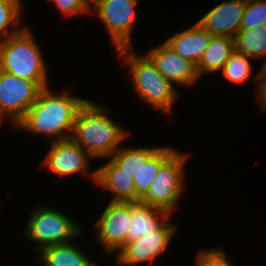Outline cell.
I'll use <instances>...</instances> for the list:
<instances>
[{"instance_id":"1","label":"cell","mask_w":266,"mask_h":266,"mask_svg":"<svg viewBox=\"0 0 266 266\" xmlns=\"http://www.w3.org/2000/svg\"><path fill=\"white\" fill-rule=\"evenodd\" d=\"M86 101L66 93L56 95L48 87L43 88L16 127L29 130L32 134L57 135L55 141L70 139L76 115ZM65 130L68 132L65 133Z\"/></svg>"},{"instance_id":"2","label":"cell","mask_w":266,"mask_h":266,"mask_svg":"<svg viewBox=\"0 0 266 266\" xmlns=\"http://www.w3.org/2000/svg\"><path fill=\"white\" fill-rule=\"evenodd\" d=\"M106 112L105 107L87 100L76 115L71 139L90 157L113 155L129 135Z\"/></svg>"},{"instance_id":"3","label":"cell","mask_w":266,"mask_h":266,"mask_svg":"<svg viewBox=\"0 0 266 266\" xmlns=\"http://www.w3.org/2000/svg\"><path fill=\"white\" fill-rule=\"evenodd\" d=\"M116 51L119 57L124 58L125 63L130 65V75L139 97L164 113L170 112L178 98L173 84L157 70L146 55L138 56L131 51V47Z\"/></svg>"},{"instance_id":"4","label":"cell","mask_w":266,"mask_h":266,"mask_svg":"<svg viewBox=\"0 0 266 266\" xmlns=\"http://www.w3.org/2000/svg\"><path fill=\"white\" fill-rule=\"evenodd\" d=\"M40 47L24 28L0 40V70L33 82H47V69Z\"/></svg>"},{"instance_id":"5","label":"cell","mask_w":266,"mask_h":266,"mask_svg":"<svg viewBox=\"0 0 266 266\" xmlns=\"http://www.w3.org/2000/svg\"><path fill=\"white\" fill-rule=\"evenodd\" d=\"M187 155L176 150L161 164L148 191L138 198L140 205L155 207L172 213L182 193L183 170Z\"/></svg>"},{"instance_id":"6","label":"cell","mask_w":266,"mask_h":266,"mask_svg":"<svg viewBox=\"0 0 266 266\" xmlns=\"http://www.w3.org/2000/svg\"><path fill=\"white\" fill-rule=\"evenodd\" d=\"M80 233V228L63 212L37 207L27 223L25 236L37 242L38 249L66 244ZM69 240V241H68Z\"/></svg>"},{"instance_id":"7","label":"cell","mask_w":266,"mask_h":266,"mask_svg":"<svg viewBox=\"0 0 266 266\" xmlns=\"http://www.w3.org/2000/svg\"><path fill=\"white\" fill-rule=\"evenodd\" d=\"M46 87L47 82H33L0 70V116L11 117L16 126Z\"/></svg>"},{"instance_id":"8","label":"cell","mask_w":266,"mask_h":266,"mask_svg":"<svg viewBox=\"0 0 266 266\" xmlns=\"http://www.w3.org/2000/svg\"><path fill=\"white\" fill-rule=\"evenodd\" d=\"M138 0H99L93 6L110 33L115 48H132L131 31Z\"/></svg>"},{"instance_id":"9","label":"cell","mask_w":266,"mask_h":266,"mask_svg":"<svg viewBox=\"0 0 266 266\" xmlns=\"http://www.w3.org/2000/svg\"><path fill=\"white\" fill-rule=\"evenodd\" d=\"M130 221L131 202L110 201L95 225L97 238L107 253L126 244Z\"/></svg>"},{"instance_id":"10","label":"cell","mask_w":266,"mask_h":266,"mask_svg":"<svg viewBox=\"0 0 266 266\" xmlns=\"http://www.w3.org/2000/svg\"><path fill=\"white\" fill-rule=\"evenodd\" d=\"M175 232L176 226L167 222L154 234L126 242L115 256L118 265H135L144 261H152L166 250Z\"/></svg>"},{"instance_id":"11","label":"cell","mask_w":266,"mask_h":266,"mask_svg":"<svg viewBox=\"0 0 266 266\" xmlns=\"http://www.w3.org/2000/svg\"><path fill=\"white\" fill-rule=\"evenodd\" d=\"M146 56L157 70L172 84L191 85L198 78L197 65L172 50L166 42L158 48H151Z\"/></svg>"},{"instance_id":"12","label":"cell","mask_w":266,"mask_h":266,"mask_svg":"<svg viewBox=\"0 0 266 266\" xmlns=\"http://www.w3.org/2000/svg\"><path fill=\"white\" fill-rule=\"evenodd\" d=\"M246 1H224L208 11L197 23L211 36L233 38L241 29Z\"/></svg>"},{"instance_id":"13","label":"cell","mask_w":266,"mask_h":266,"mask_svg":"<svg viewBox=\"0 0 266 266\" xmlns=\"http://www.w3.org/2000/svg\"><path fill=\"white\" fill-rule=\"evenodd\" d=\"M51 149L43 160V165L49 171L59 176H68L78 172H85L90 157L71 138L67 140L51 141Z\"/></svg>"},{"instance_id":"14","label":"cell","mask_w":266,"mask_h":266,"mask_svg":"<svg viewBox=\"0 0 266 266\" xmlns=\"http://www.w3.org/2000/svg\"><path fill=\"white\" fill-rule=\"evenodd\" d=\"M97 185L113 193V202H137L133 177L122 171L112 160L91 172Z\"/></svg>"},{"instance_id":"15","label":"cell","mask_w":266,"mask_h":266,"mask_svg":"<svg viewBox=\"0 0 266 266\" xmlns=\"http://www.w3.org/2000/svg\"><path fill=\"white\" fill-rule=\"evenodd\" d=\"M211 37L212 36L196 22L187 30L173 35L165 42L181 57L198 65L205 50L209 46Z\"/></svg>"},{"instance_id":"16","label":"cell","mask_w":266,"mask_h":266,"mask_svg":"<svg viewBox=\"0 0 266 266\" xmlns=\"http://www.w3.org/2000/svg\"><path fill=\"white\" fill-rule=\"evenodd\" d=\"M170 212L151 206L131 202V221L127 232V242L159 231L167 222Z\"/></svg>"},{"instance_id":"17","label":"cell","mask_w":266,"mask_h":266,"mask_svg":"<svg viewBox=\"0 0 266 266\" xmlns=\"http://www.w3.org/2000/svg\"><path fill=\"white\" fill-rule=\"evenodd\" d=\"M235 51L233 38L226 36H212L209 46L205 50L197 65L198 75L206 72L222 70Z\"/></svg>"},{"instance_id":"18","label":"cell","mask_w":266,"mask_h":266,"mask_svg":"<svg viewBox=\"0 0 266 266\" xmlns=\"http://www.w3.org/2000/svg\"><path fill=\"white\" fill-rule=\"evenodd\" d=\"M40 251L44 266H95L85 254L70 242L48 246Z\"/></svg>"},{"instance_id":"19","label":"cell","mask_w":266,"mask_h":266,"mask_svg":"<svg viewBox=\"0 0 266 266\" xmlns=\"http://www.w3.org/2000/svg\"><path fill=\"white\" fill-rule=\"evenodd\" d=\"M233 40L235 51L253 59L266 57V25L240 29Z\"/></svg>"},{"instance_id":"20","label":"cell","mask_w":266,"mask_h":266,"mask_svg":"<svg viewBox=\"0 0 266 266\" xmlns=\"http://www.w3.org/2000/svg\"><path fill=\"white\" fill-rule=\"evenodd\" d=\"M175 151L168 147H160L149 159H141L140 169L133 177L137 201L141 194L148 191L156 178L161 164Z\"/></svg>"},{"instance_id":"21","label":"cell","mask_w":266,"mask_h":266,"mask_svg":"<svg viewBox=\"0 0 266 266\" xmlns=\"http://www.w3.org/2000/svg\"><path fill=\"white\" fill-rule=\"evenodd\" d=\"M157 148H120L113 154L111 160L122 170L134 177L140 169L141 159H149Z\"/></svg>"},{"instance_id":"22","label":"cell","mask_w":266,"mask_h":266,"mask_svg":"<svg viewBox=\"0 0 266 266\" xmlns=\"http://www.w3.org/2000/svg\"><path fill=\"white\" fill-rule=\"evenodd\" d=\"M250 57L234 51L222 68V75L230 82L243 83L252 72Z\"/></svg>"},{"instance_id":"23","label":"cell","mask_w":266,"mask_h":266,"mask_svg":"<svg viewBox=\"0 0 266 266\" xmlns=\"http://www.w3.org/2000/svg\"><path fill=\"white\" fill-rule=\"evenodd\" d=\"M20 0H0V38L2 36L3 40L8 38L9 36L15 35L19 33L20 30L15 27L10 34L8 33L9 26L13 28L15 25H20V15L22 6L20 4Z\"/></svg>"},{"instance_id":"24","label":"cell","mask_w":266,"mask_h":266,"mask_svg":"<svg viewBox=\"0 0 266 266\" xmlns=\"http://www.w3.org/2000/svg\"><path fill=\"white\" fill-rule=\"evenodd\" d=\"M266 25V0H247L241 29H253Z\"/></svg>"},{"instance_id":"25","label":"cell","mask_w":266,"mask_h":266,"mask_svg":"<svg viewBox=\"0 0 266 266\" xmlns=\"http://www.w3.org/2000/svg\"><path fill=\"white\" fill-rule=\"evenodd\" d=\"M196 266H233L222 250H199Z\"/></svg>"},{"instance_id":"26","label":"cell","mask_w":266,"mask_h":266,"mask_svg":"<svg viewBox=\"0 0 266 266\" xmlns=\"http://www.w3.org/2000/svg\"><path fill=\"white\" fill-rule=\"evenodd\" d=\"M63 15H73L77 13H89L90 6L87 0H52Z\"/></svg>"},{"instance_id":"27","label":"cell","mask_w":266,"mask_h":266,"mask_svg":"<svg viewBox=\"0 0 266 266\" xmlns=\"http://www.w3.org/2000/svg\"><path fill=\"white\" fill-rule=\"evenodd\" d=\"M256 79L259 81V86H258V96L261 97V103L263 108L266 109V77H259V74L256 75Z\"/></svg>"},{"instance_id":"28","label":"cell","mask_w":266,"mask_h":266,"mask_svg":"<svg viewBox=\"0 0 266 266\" xmlns=\"http://www.w3.org/2000/svg\"><path fill=\"white\" fill-rule=\"evenodd\" d=\"M259 77H266V61L259 71Z\"/></svg>"},{"instance_id":"29","label":"cell","mask_w":266,"mask_h":266,"mask_svg":"<svg viewBox=\"0 0 266 266\" xmlns=\"http://www.w3.org/2000/svg\"><path fill=\"white\" fill-rule=\"evenodd\" d=\"M97 1H99V0H87V3L89 4V6L91 7V5L93 4H95ZM91 4V5H90Z\"/></svg>"}]
</instances>
